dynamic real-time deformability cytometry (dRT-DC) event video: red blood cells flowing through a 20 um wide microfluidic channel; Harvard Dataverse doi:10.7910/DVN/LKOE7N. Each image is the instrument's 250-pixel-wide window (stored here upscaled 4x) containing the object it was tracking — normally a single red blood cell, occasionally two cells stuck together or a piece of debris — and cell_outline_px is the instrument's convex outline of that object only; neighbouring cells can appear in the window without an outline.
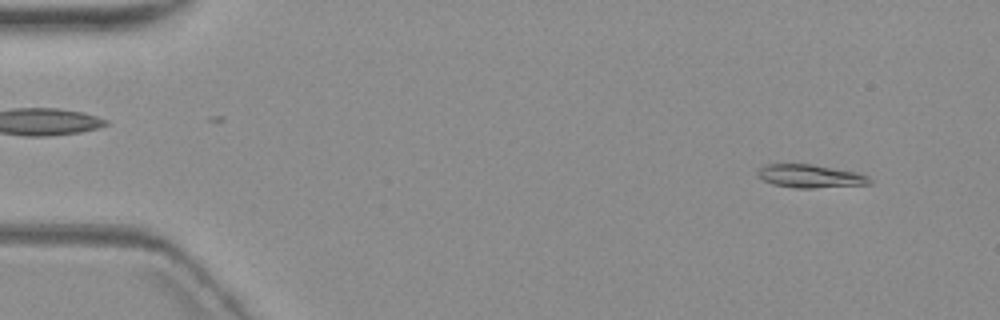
{"species": "common noctule bat (a hibernating species)", "species_latin": "Nyctalus noctula", "temperature_condition": "warm", "stored_images_in_passage": 4, "camera_frame_rate_fps": 3000, "um_per_image_px": 0.085, "animal": {"sex": "female", "body_mass_g": 19.3, "forearm_length_mm": 54.1}, "frame": {"image": 1, "passage_image": 1, "time_ms": 0.0, "image_size_px": [1000, 320], "cell_outline_px": [[872, 184], [812, 188], [796, 188], [772, 184], [764, 180], [756, 172], [764, 164], [812, 164], [856, 172], [868, 176], [872, 180]], "centroid_in_image_um": [68.89, 14.97], "position_along_channel_um": 16.1, "area_um2": 15.09}}
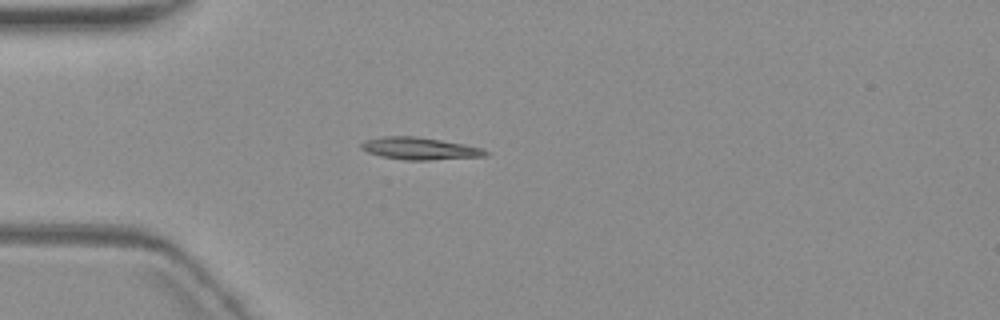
{"frame": {"image": 2, "passage_image": 4, "time_ms": 3.667, "image_size_px": [1000, 320], "cell_outline_px": [[488, 156], [428, 160], [404, 160], [380, 156], [368, 152], [360, 148], [360, 144], [364, 140], [380, 136], [416, 136], [464, 144], [484, 148], [488, 152]], "centroid_in_image_um": [35.66, 12.62], "position_along_channel_um": 49.3, "area_um2": 16.24}}